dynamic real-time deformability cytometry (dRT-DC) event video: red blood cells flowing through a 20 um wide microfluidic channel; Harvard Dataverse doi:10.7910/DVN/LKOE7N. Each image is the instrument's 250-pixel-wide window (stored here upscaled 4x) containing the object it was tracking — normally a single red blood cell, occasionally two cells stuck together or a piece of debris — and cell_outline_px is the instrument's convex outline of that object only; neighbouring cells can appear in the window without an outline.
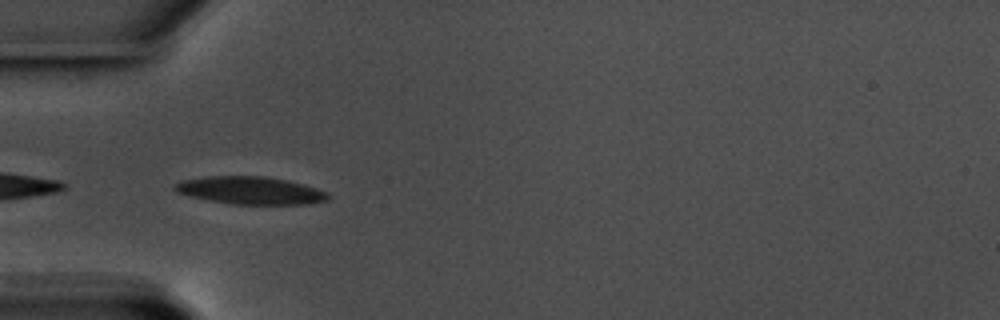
{"species": "common noctule bat (a hibernating species)", "species_latin": "Nyctalus noctula", "temperature_condition": "warm", "stored_images_in_passage": 35, "camera_frame_rate_fps": 3000, "um_per_image_px": 0.085, "animal": {"sex": "male", "body_mass_g": 17.5, "forearm_length_mm": 52.3}, "frame": {"image": 1, "passage_image": 1, "time_ms": 0.0, "image_size_px": [1000, 320], "cell_outline_px": [[332, 196], [328, 200], [308, 204], [236, 204], [208, 200], [176, 192], [172, 188], [176, 184], [184, 180], [208, 176], [264, 176], [288, 180], [304, 184], [328, 192]], "centroid_in_image_um": [21.35, 16.18], "position_along_channel_um": 63.7, "area_um2": 24.62}}
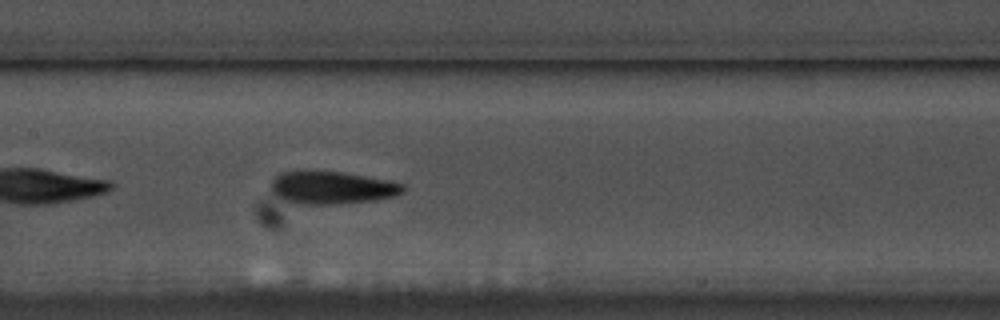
{"frame": {"image": 2, "passage_image": 11, "time_ms": 3.333, "image_size_px": [1000, 320], "cell_outline_px": [[404, 192], [396, 196], [376, 200], [332, 204], [300, 204], [284, 200], [276, 196], [272, 192], [268, 184], [280, 172], [304, 168], [340, 172], [388, 180], [404, 184]], "centroid_in_image_um": [28.13, 15.92], "position_along_channel_um": 179.3, "area_um2": 25.84}}
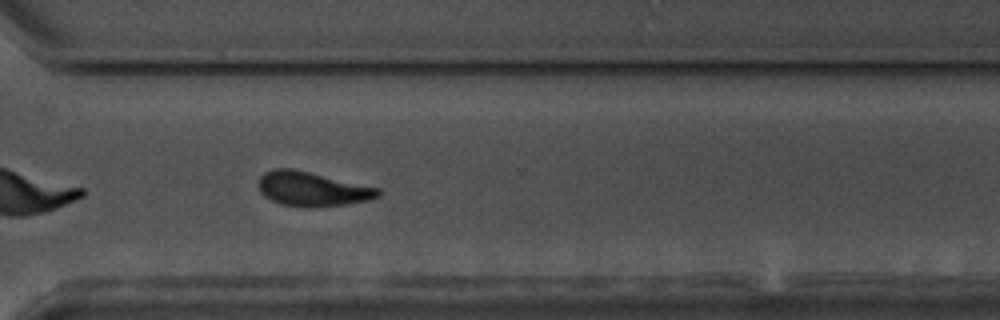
{"frame": {"image": 3, "passage_image": 25, "time_ms": 8.0, "image_size_px": [1000, 320], "cell_outline_px": [[384, 192], [380, 196], [368, 200], [344, 204], [308, 208], [280, 204], [264, 196], [260, 192], [260, 176], [264, 172], [272, 168], [292, 168], [380, 188]], "centroid_in_image_um": [26.55, 16.06], "position_along_channel_um": 344.0, "area_um2": 23.99}, "authors_computed_cell_mechanics": {"area_um2": 24.1604, "velocity_mm_per_s": 3.5349, "shape_relaxation_time_tau1_ms": 3.9002, "shape_relaxation_time_tau2_ms": 6.5062, "deformation_change_tau1": 0.1325, "deformation_change_tau2": 0.157}}